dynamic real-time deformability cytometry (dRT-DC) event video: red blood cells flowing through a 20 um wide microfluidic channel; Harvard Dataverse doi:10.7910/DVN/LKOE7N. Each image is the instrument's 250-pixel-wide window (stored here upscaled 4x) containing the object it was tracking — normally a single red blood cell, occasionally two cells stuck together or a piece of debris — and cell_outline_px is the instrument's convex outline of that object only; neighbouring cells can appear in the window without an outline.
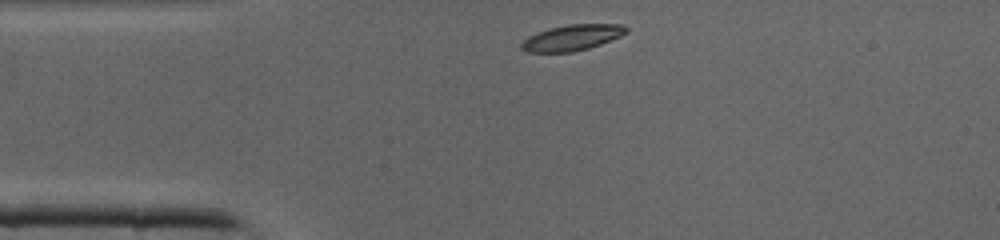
{"species": "common noctule bat (a hibernating species)", "species_latin": "Nyctalus noctula", "temperature_condition": "cold", "stored_images_in_passage": 33, "camera_frame_rate_fps": 3000, "um_per_image_px": 0.085, "animal": {"sex": "male", "body_mass_g": 19.0, "forearm_length_mm": 50.8}, "frame": {"image": 1, "passage_image": 1, "time_ms": 0.0, "image_size_px": [1000, 240], "cell_outline_px": [[628, 32], [620, 36], [600, 44], [588, 48], [572, 52], [528, 52], [520, 48], [520, 44], [528, 36], [548, 28], [568, 24], [620, 24], [628, 28]], "centroid_in_image_um": [48.61, 3.19], "position_along_channel_um": 36.4, "area_um2": 15.72}}
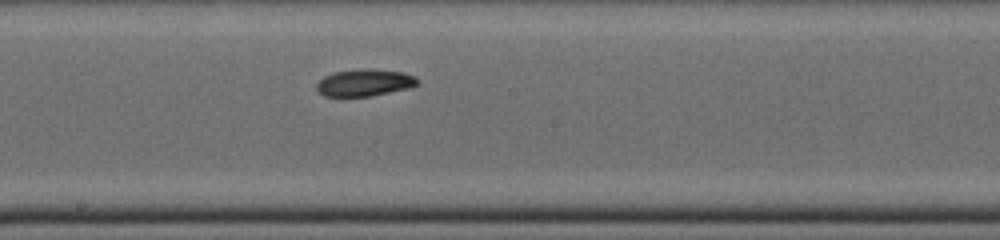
{"frame": {"image": 2, "passage_image": 14, "time_ms": 4.333, "image_size_px": [1000, 240], "cell_outline_px": [[420, 80], [416, 84], [408, 88], [368, 96], [324, 96], [316, 88], [316, 84], [324, 76], [336, 72], [364, 68], [404, 72], [416, 76]], "centroid_in_image_um": [31.0, 7.01], "position_along_channel_um": 217.2, "area_um2": 15.66}}
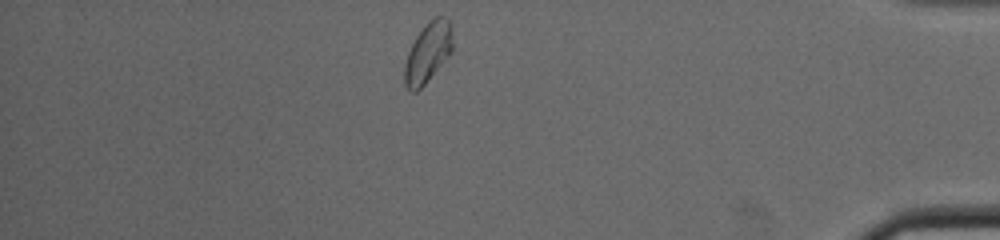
{"frame": {"image": 3, "passage_image": 28, "time_ms": 9.0, "image_size_px": [1000, 240], "cell_outline_px": [[452, 52], [424, 84], [416, 92], [412, 92], [404, 84], [404, 68], [408, 52], [416, 36], [428, 20], [436, 16], [444, 16], [452, 24]], "centroid_in_image_um": [36.38, 4.43], "position_along_channel_um": 398.8, "area_um2": 16.76}}